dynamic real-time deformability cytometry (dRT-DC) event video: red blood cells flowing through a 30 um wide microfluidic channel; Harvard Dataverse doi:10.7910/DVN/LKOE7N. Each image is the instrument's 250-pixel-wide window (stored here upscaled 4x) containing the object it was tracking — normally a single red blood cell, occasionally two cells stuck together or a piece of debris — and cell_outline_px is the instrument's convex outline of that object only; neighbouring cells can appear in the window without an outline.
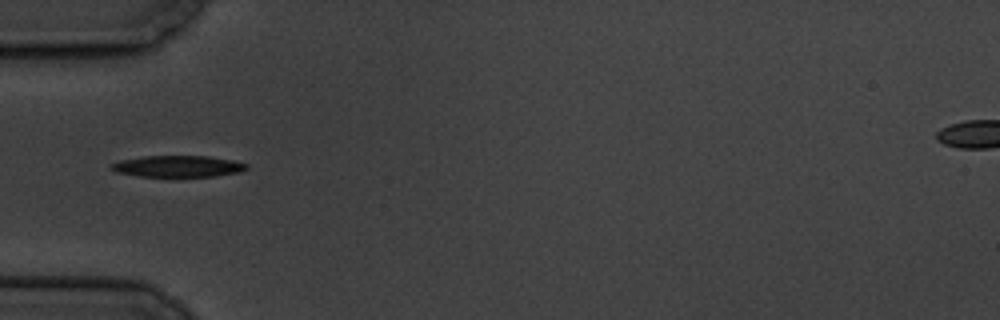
{"species": "common noctule bat (a hibernating species)", "species_latin": "Nyctalus noctula", "temperature_condition": "cold", "stored_images_in_passage": 5, "camera_frame_rate_fps": 3000, "um_per_image_px": 0.085, "animal": {"sex": "male", "body_mass_g": 19.5, "forearm_length_mm": 54.6}, "frame": {"image": 1, "passage_image": 1, "time_ms": 0.0, "image_size_px": [1000, 320], "cell_outline_px": [[248, 168], [240, 172], [216, 176], [140, 176], [116, 172], [108, 168], [112, 164], [120, 160], [144, 156], [208, 156], [232, 160], [248, 164]], "centroid_in_image_um": [15.13, 14.13], "position_along_channel_um": 69.9, "area_um2": 16.82}}
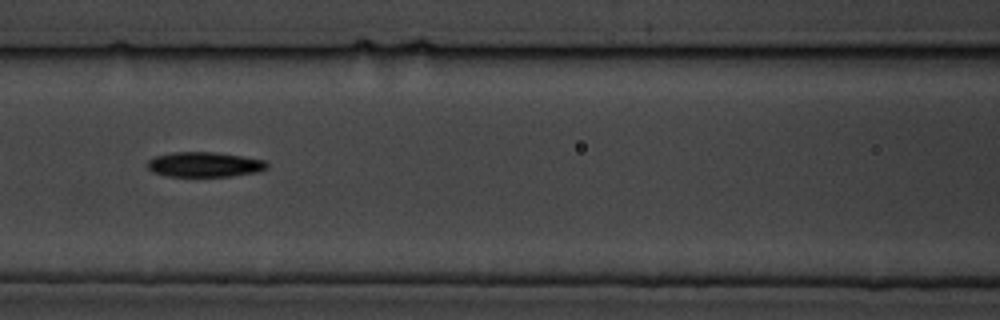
{"frame": {"image": 2, "passage_image": 3, "time_ms": 2.333, "image_size_px": [1000, 320], "cell_outline_px": [[268, 168], [256, 172], [232, 176], [168, 176], [152, 172], [148, 168], [148, 160], [156, 156], [172, 152], [212, 152], [268, 160]], "centroid_in_image_um": [17.4, 13.98], "position_along_channel_um": 149.2, "area_um2": 17.34}}
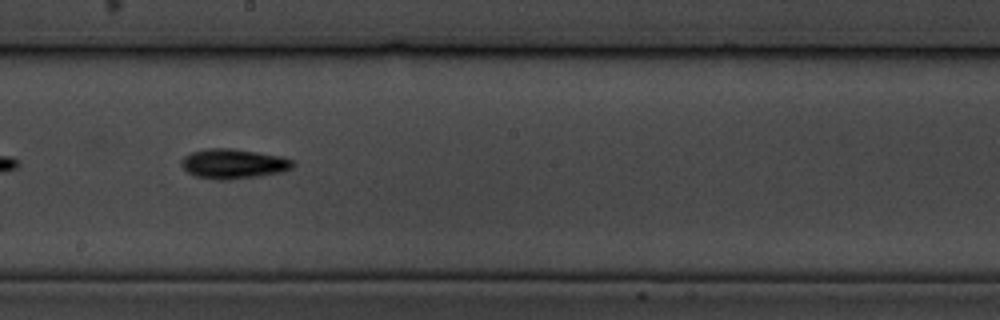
{"frame": {"image": 3, "passage_image": 5, "time_ms": 4.667, "image_size_px": [1000, 320], "cell_outline_px": [[296, 164], [292, 168], [284, 172], [228, 180], [216, 180], [196, 176], [188, 172], [180, 164], [180, 160], [184, 156], [192, 152], [208, 148], [232, 148], [280, 156], [292, 160]], "centroid_in_image_um": [19.84, 13.92], "position_along_channel_um": 228.4, "area_um2": 19.36}}